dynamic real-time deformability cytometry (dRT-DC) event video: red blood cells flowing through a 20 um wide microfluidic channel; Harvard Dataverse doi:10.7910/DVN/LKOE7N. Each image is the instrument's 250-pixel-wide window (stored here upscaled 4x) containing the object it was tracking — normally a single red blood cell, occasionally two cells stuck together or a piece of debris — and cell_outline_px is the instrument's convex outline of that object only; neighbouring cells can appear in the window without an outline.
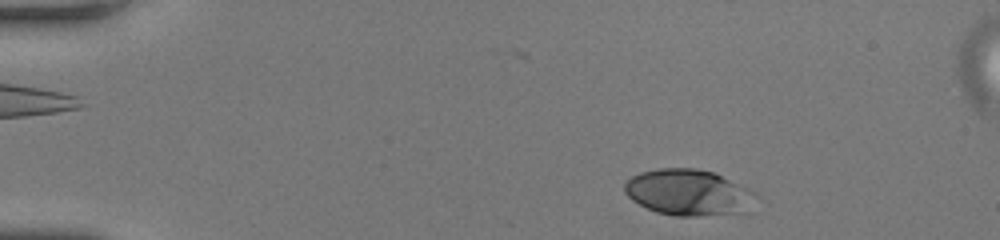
{"species": "human", "species_latin": "Homo sapiens", "temperature_condition": "room temperature", "stored_images_in_passage": 48, "camera_frame_rate_fps": 3000, "um_per_image_px": 0.085, "donor": {"sex": "female"}, "frame": {"image": 1, "passage_image": 1, "time_ms": 0.0, "image_size_px": [1000, 240], "cell_outline_px": [[756, 196], [744, 212], [696, 216], [676, 216], [656, 212], [632, 200], [624, 192], [624, 184], [632, 176], [640, 172], [660, 168], [696, 168], [716, 172], [756, 192]], "centroid_in_image_um": [58.5, 16.34], "position_along_channel_um": 26.5, "area_um2": 35.2}}
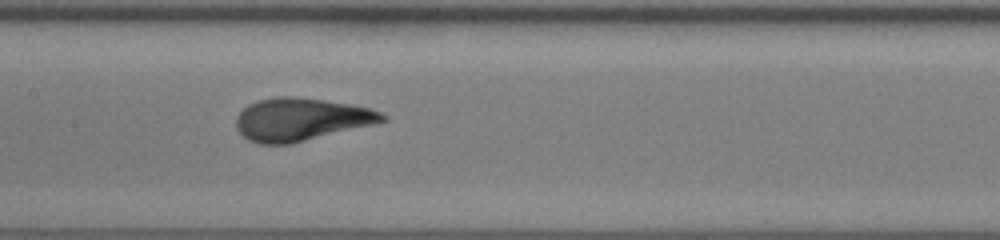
{"frame": {"image": 2, "passage_image": 21, "time_ms": 6.667, "image_size_px": [1000, 240], "cell_outline_px": [[388, 120], [376, 124], [288, 144], [260, 144], [248, 140], [236, 128], [236, 116], [248, 104], [260, 100], [276, 96], [292, 96], [324, 100], [348, 104], [368, 108], [380, 112], [388, 116]], "centroid_in_image_um": [25.58, 10.15], "position_along_channel_um": 181.8, "area_um2": 36.24}}
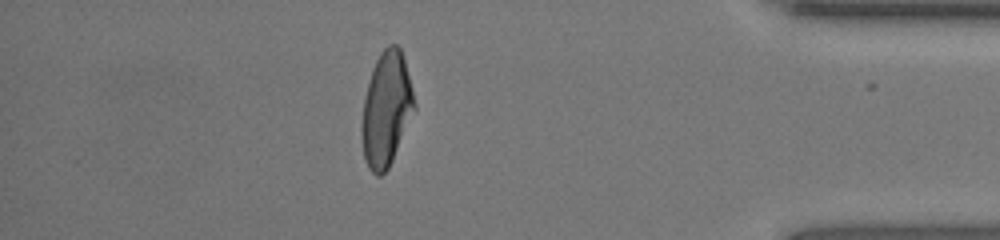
{"frame": {"image": 3, "passage_image": 41, "time_ms": 13.333, "image_size_px": [1000, 240], "cell_outline_px": [[416, 108], [392, 160], [388, 168], [380, 176], [376, 176], [368, 168], [364, 160], [360, 132], [360, 124], [364, 96], [372, 68], [380, 52], [388, 44], [396, 44], [400, 48], [404, 56], [416, 104]], "centroid_in_image_um": [32.81, 9.27], "position_along_channel_um": 402.4, "area_um2": 35.43}, "authors_computed_cell_mechanics": {"area_um2": 35.6337, "velocity_mm_per_s": 3.8409, "shape_relaxation_time_tau1_ms": 5.4542, "shape_relaxation_time_tau2_ms": null, "deformation_change_tau1": 0.2213, "deformation_change_tau2": null}}